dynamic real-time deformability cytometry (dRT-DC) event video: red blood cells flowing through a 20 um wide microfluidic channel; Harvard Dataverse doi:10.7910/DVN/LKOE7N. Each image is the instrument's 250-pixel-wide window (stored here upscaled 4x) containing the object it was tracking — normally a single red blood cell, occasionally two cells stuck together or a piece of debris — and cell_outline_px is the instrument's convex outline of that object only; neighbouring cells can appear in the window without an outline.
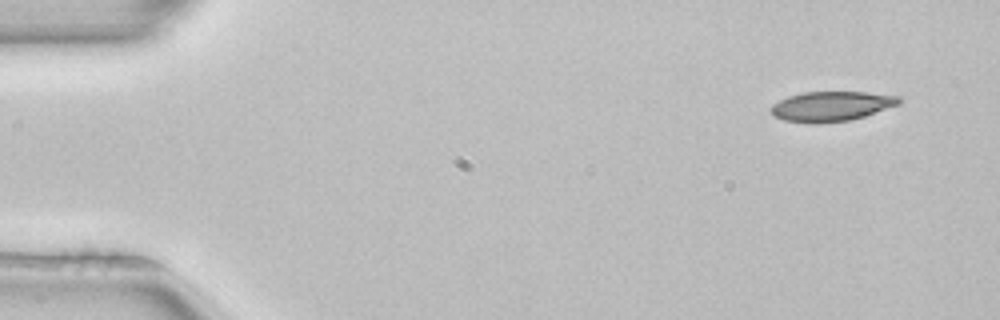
{"species": "common noctule bat (a hibernating species)", "species_latin": "Nyctalus noctula", "temperature_condition": "room temperature", "stored_images_in_passage": 3, "camera_frame_rate_fps": 3000, "um_per_image_px": 0.085, "animal": {"sex": "female", "body_mass_g": 22.7, "forearm_length_mm": 54.2}, "frame": {"image": 1, "passage_image": 1, "time_ms": 0.0, "image_size_px": [1000, 320], "cell_outline_px": [[904, 100], [900, 104], [864, 116], [848, 120], [816, 124], [812, 124], [784, 120], [772, 116], [768, 108], [772, 104], [788, 96], [804, 92], [868, 92], [900, 96]], "centroid_in_image_um": [70.65, 9.03], "position_along_channel_um": 14.4, "area_um2": 22.54}}